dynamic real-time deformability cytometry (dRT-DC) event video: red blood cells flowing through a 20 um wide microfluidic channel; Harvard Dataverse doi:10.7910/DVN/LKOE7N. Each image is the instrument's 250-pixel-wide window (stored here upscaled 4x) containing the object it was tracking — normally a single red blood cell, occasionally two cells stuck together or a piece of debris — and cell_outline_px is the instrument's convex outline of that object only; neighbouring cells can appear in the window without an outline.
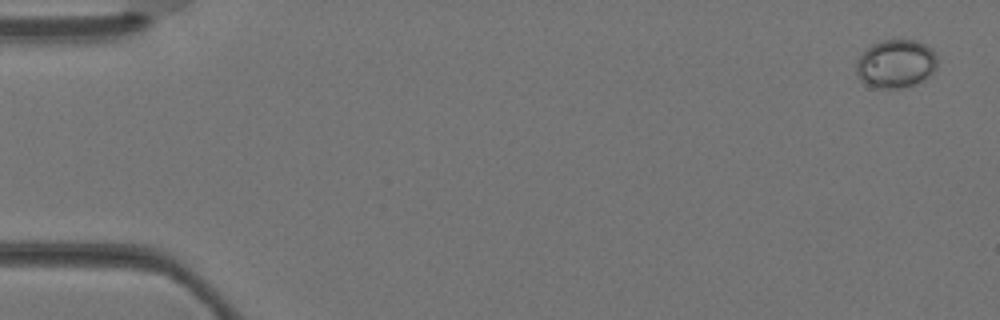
{"species": "Egyptian fruit bat (a non-hibernating species)", "species_latin": "Rousettus aegyptiacus", "temperature_condition": "warm", "stored_images_in_passage": 4, "camera_frame_rate_fps": 3000, "um_per_image_px": 0.085, "animal": {"sex": "female"}, "frame": {"image": 1, "passage_image": 1, "time_ms": 0.0, "image_size_px": [1000, 320], "cell_outline_px": [[936, 68], [924, 80], [900, 88], [884, 88], [868, 84], [860, 80], [856, 72], [856, 60], [872, 44], [884, 40], [916, 40], [932, 48], [936, 56]], "centroid_in_image_um": [76.15, 5.4], "position_along_channel_um": 8.9, "area_um2": 22.54}}